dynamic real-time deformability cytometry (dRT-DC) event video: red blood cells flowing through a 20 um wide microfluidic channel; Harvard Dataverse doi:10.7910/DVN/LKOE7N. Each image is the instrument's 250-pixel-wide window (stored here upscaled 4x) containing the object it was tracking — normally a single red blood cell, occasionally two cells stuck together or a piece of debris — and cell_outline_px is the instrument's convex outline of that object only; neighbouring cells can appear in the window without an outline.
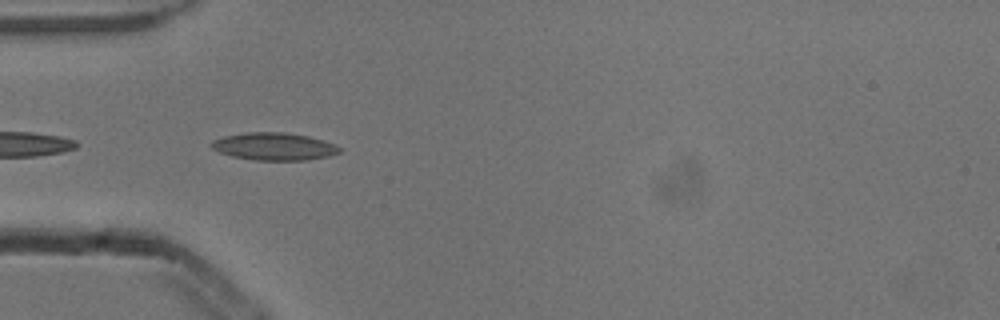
{"species": "common noctule bat (a hibernating species)", "species_latin": "Nyctalus noctula", "temperature_condition": "cold", "stored_images_in_passage": 6, "camera_frame_rate_fps": 3000, "um_per_image_px": 0.085, "animal": {"sex": "male", "body_mass_g": 13.3}, "frame": {"image": 1, "passage_image": 5, "time_ms": 1.333, "image_size_px": [1000, 320], "cell_outline_px": [[340, 152], [328, 156], [308, 160], [256, 160], [232, 156], [220, 152], [212, 148], [208, 144], [212, 140], [224, 136], [248, 132], [284, 132], [308, 136], [324, 140], [336, 144], [340, 148]], "centroid_in_image_um": [23.29, 12.44], "position_along_channel_um": 61.7, "area_um2": 20.58}}
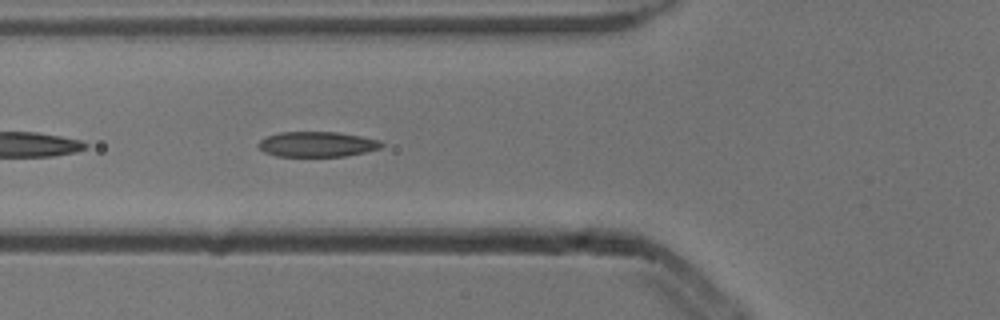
{"frame": {"image": 2, "passage_image": 6, "time_ms": 1.667, "image_size_px": [1000, 320], "cell_outline_px": [[384, 144], [380, 148], [364, 152], [344, 156], [276, 156], [264, 152], [256, 144], [260, 140], [268, 136], [280, 132], [340, 132], [380, 140]], "centroid_in_image_um": [26.94, 12.25], "position_along_channel_um": 98.9, "area_um2": 18.03}}